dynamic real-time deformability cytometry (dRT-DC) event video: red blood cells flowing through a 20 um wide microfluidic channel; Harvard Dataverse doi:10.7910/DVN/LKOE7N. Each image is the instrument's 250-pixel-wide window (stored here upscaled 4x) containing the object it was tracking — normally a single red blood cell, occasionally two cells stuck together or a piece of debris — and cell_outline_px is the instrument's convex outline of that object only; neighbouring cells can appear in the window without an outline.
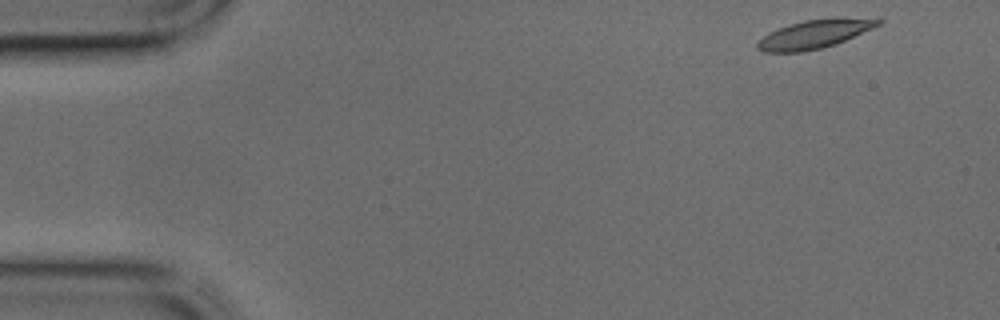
{"species": "common noctule bat (a hibernating species)", "species_latin": "Nyctalus noctula", "temperature_condition": "cold", "stored_images_in_passage": 42, "camera_frame_rate_fps": 3000, "um_per_image_px": 0.085, "animal": {"sex": "male", "body_mass_g": 17.9, "forearm_length_mm": 54.2}, "frame": {"image": 1, "passage_image": 1, "time_ms": 0.0, "image_size_px": [1000, 320], "cell_outline_px": [[884, 20], [880, 24], [872, 28], [844, 40], [820, 48], [800, 52], [764, 52], [756, 48], [756, 44], [768, 32], [804, 20]], "centroid_in_image_um": [69.07, 2.96], "position_along_channel_um": 15.9, "area_um2": 18.67}}
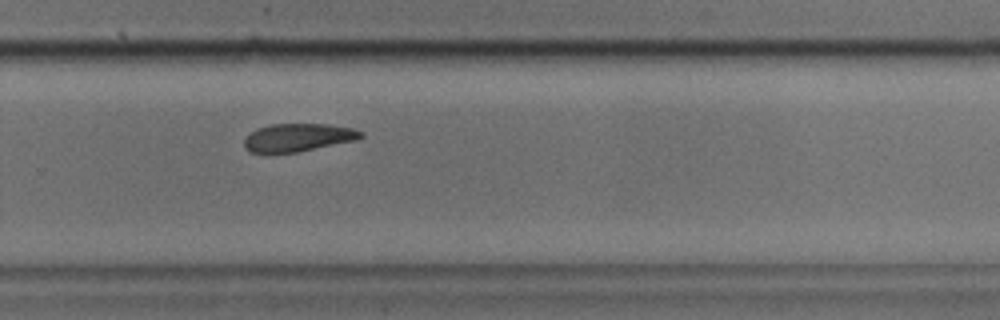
{"frame": {"image": 2, "passage_image": 27, "time_ms": 8.667, "image_size_px": [1000, 320], "cell_outline_px": [[364, 136], [356, 140], [296, 152], [248, 152], [244, 148], [244, 140], [256, 128], [272, 124], [328, 124], [352, 128], [364, 132]], "centroid_in_image_um": [25.34, 11.68], "position_along_channel_um": 304.5, "area_um2": 18.84}}
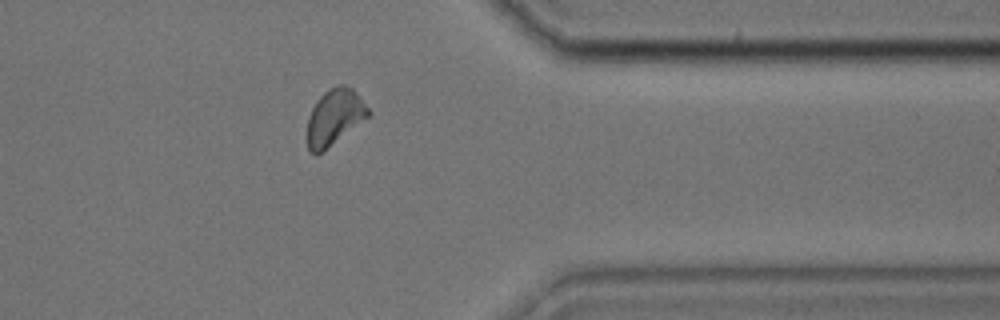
{"frame": {"image": 3, "passage_image": 33, "time_ms": 10.667, "image_size_px": [1000, 320], "cell_outline_px": [[372, 112], [368, 116], [316, 156], [308, 148], [304, 136], [308, 116], [316, 100], [324, 92], [336, 84], [344, 84], [352, 88], [360, 96]], "centroid_in_image_um": [28.38, 9.94], "position_along_channel_um": 383.0, "area_um2": 20.06}}